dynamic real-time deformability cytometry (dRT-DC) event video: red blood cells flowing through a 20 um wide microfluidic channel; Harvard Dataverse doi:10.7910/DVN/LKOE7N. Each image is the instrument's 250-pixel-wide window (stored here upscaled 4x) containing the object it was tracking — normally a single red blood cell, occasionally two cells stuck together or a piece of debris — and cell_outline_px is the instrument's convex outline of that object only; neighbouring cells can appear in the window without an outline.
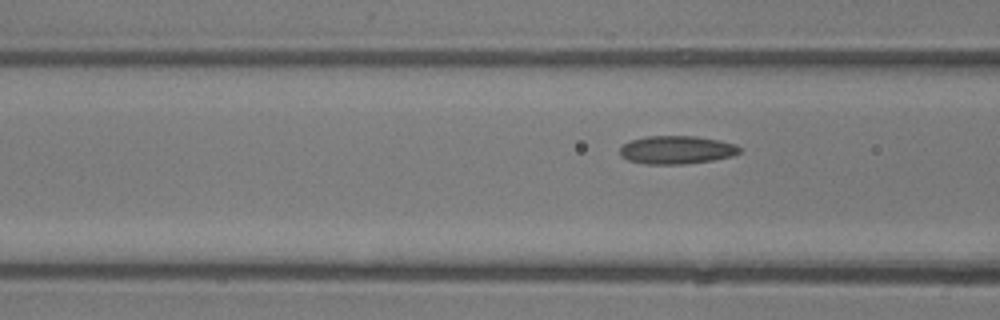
{"species": "common noctule bat (a hibernating species)", "species_latin": "Nyctalus noctula", "temperature_condition": "room temperature", "stored_images_in_passage": 7, "camera_frame_rate_fps": 3000, "um_per_image_px": 0.085, "animal": {"sex": "male", "body_mass_g": 13.3}, "frame": {"image": 1, "passage_image": 7, "time_ms": 7.0, "image_size_px": [1000, 320], "cell_outline_px": [[740, 152], [732, 156], [712, 160], [688, 164], [648, 164], [628, 160], [620, 156], [620, 148], [624, 144], [632, 140], [648, 136], [696, 136], [720, 140], [736, 144], [740, 148]], "centroid_in_image_um": [57.53, 12.74], "position_along_channel_um": 109.1, "area_um2": 19.65}}